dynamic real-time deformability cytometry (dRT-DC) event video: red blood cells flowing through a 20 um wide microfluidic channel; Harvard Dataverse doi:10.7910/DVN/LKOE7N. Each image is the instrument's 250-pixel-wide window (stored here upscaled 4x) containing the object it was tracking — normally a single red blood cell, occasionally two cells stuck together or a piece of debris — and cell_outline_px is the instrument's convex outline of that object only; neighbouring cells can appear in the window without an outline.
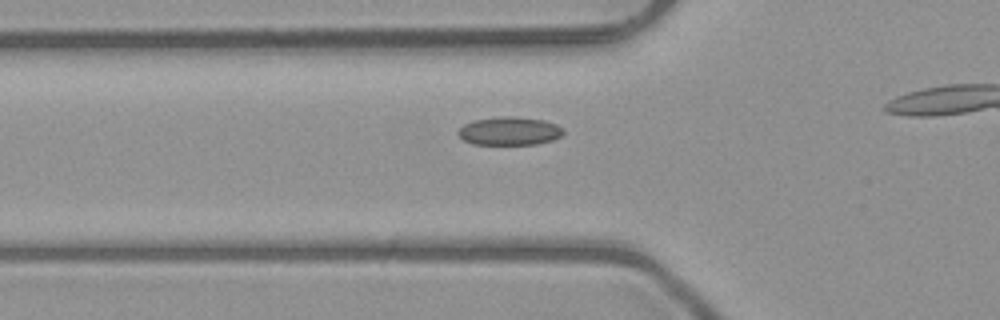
{"species": "common noctule bat (a hibernating species)", "species_latin": "Nyctalus noctula", "temperature_condition": "room temperature", "stored_images_in_passage": 17, "camera_frame_rate_fps": 3000, "um_per_image_px": 0.085, "animal": {"sex": "male", "body_mass_g": 23.1, "forearm_length_mm": 52.7}, "frame": {"image": 1, "passage_image": 12, "time_ms": 3.667, "image_size_px": [1000, 320], "cell_outline_px": [[564, 132], [560, 136], [552, 140], [536, 144], [472, 144], [464, 140], [456, 132], [464, 124], [472, 120], [500, 116], [512, 116], [544, 120], [556, 124], [564, 128]], "centroid_in_image_um": [43.3, 11.13], "position_along_channel_um": 82.5, "area_um2": 17.4}}
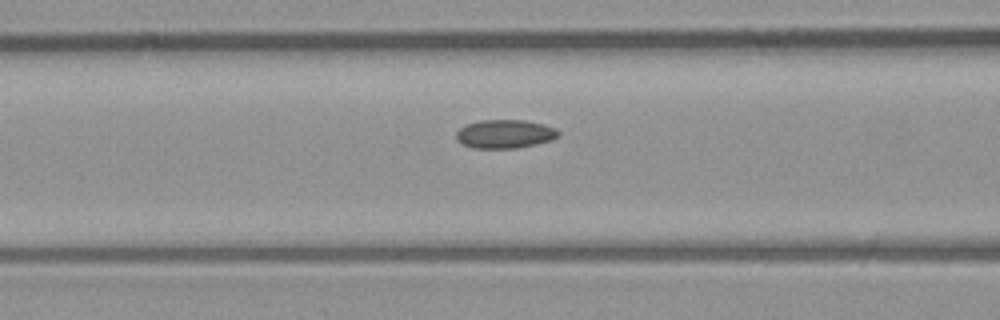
{"frame": {"image": 2, "passage_image": 15, "time_ms": 4.667, "image_size_px": [1000, 320], "cell_outline_px": [[560, 136], [552, 140], [536, 144], [516, 148], [472, 148], [456, 140], [456, 132], [460, 128], [468, 124], [480, 120], [524, 120], [544, 124], [556, 128], [560, 132]], "centroid_in_image_um": [42.95, 11.38], "position_along_channel_um": 123.7, "area_um2": 17.11}}